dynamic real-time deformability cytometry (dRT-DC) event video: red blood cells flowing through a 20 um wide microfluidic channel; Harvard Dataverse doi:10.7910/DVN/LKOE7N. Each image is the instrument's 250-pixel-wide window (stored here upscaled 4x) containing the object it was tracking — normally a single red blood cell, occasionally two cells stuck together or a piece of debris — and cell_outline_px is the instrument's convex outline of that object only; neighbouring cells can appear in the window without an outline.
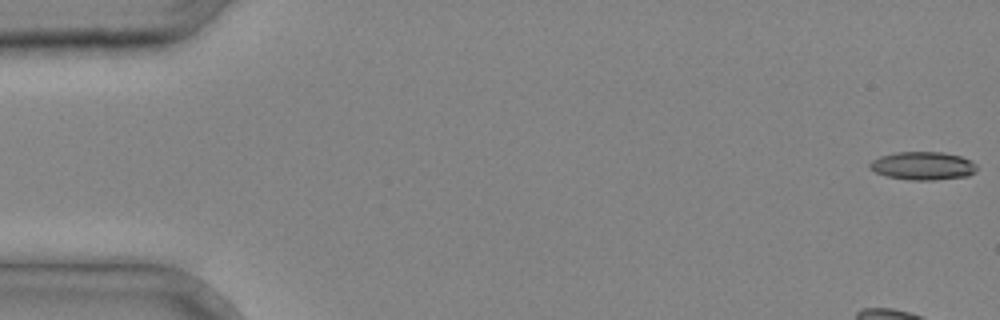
{"species": "common noctule bat (a hibernating species)", "species_latin": "Nyctalus noctula", "temperature_condition": "cold", "stored_images_in_passage": 10, "camera_frame_rate_fps": 3000, "um_per_image_px": 0.085, "animal": {"sex": "male", "body_mass_g": 20.4}, "frame": {"image": 1, "passage_image": 1, "time_ms": 0.0, "image_size_px": [1000, 320], "cell_outline_px": [[976, 172], [968, 176], [932, 180], [912, 180], [888, 176], [876, 172], [868, 168], [868, 164], [872, 160], [880, 156], [896, 152], [944, 152], [960, 156], [972, 160], [976, 164]], "centroid_in_image_um": [78.46, 14.09], "position_along_channel_um": 6.5, "area_um2": 17.63}}